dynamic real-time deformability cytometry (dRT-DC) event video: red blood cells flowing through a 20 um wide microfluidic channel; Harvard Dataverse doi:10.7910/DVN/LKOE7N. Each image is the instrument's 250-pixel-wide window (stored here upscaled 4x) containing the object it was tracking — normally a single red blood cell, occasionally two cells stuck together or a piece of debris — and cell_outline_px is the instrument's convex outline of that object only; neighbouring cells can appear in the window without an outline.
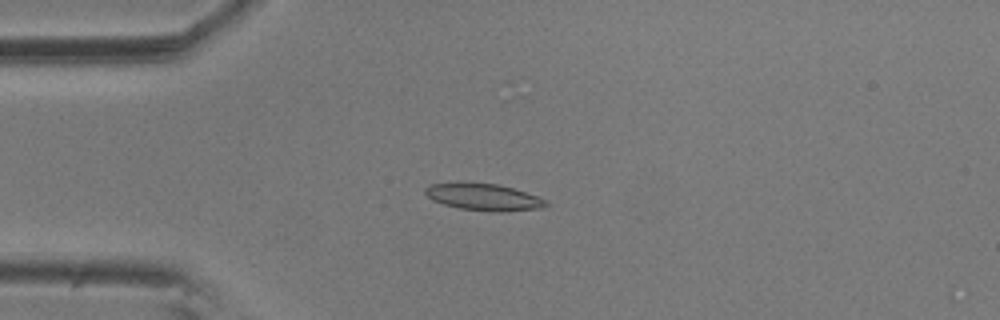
{"species": "common noctule bat (a hibernating species)", "species_latin": "Nyctalus noctula", "temperature_condition": "room temperature", "stored_images_in_passage": 6, "camera_frame_rate_fps": 3000, "um_per_image_px": 0.085, "animal": {"sex": "male", "body_mass_g": 20.5, "forearm_length_mm": 52.5}, "frame": {"image": 1, "passage_image": 3, "time_ms": 0.667, "image_size_px": [1000, 320], "cell_outline_px": [[548, 204], [544, 208], [500, 212], [496, 212], [460, 208], [444, 204], [432, 200], [424, 192], [424, 188], [428, 184], [456, 180], [496, 184], [512, 188], [548, 200]], "centroid_in_image_um": [41.04, 16.71], "position_along_channel_um": 44.0, "area_um2": 19.36}}
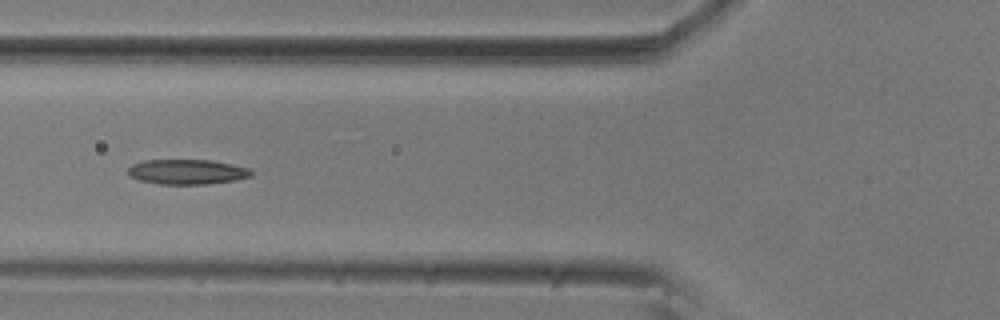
{"frame": {"image": 2, "passage_image": 5, "time_ms": 1.333, "image_size_px": [1000, 320], "cell_outline_px": [[252, 176], [236, 180], [208, 184], [160, 184], [140, 180], [128, 176], [128, 168], [132, 164], [144, 160], [212, 160], [232, 164], [248, 168], [252, 172]], "centroid_in_image_um": [15.89, 14.6], "position_along_channel_um": 109.9, "area_um2": 17.98}}
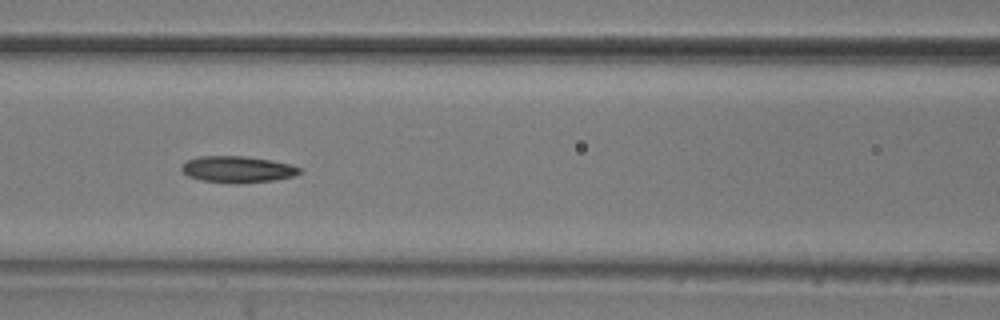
{"frame": {"image": 3, "passage_image": 6, "time_ms": 1.667, "image_size_px": [1000, 320], "cell_outline_px": [[300, 172], [296, 176], [276, 180], [236, 184], [232, 184], [200, 180], [188, 176], [180, 168], [188, 160], [200, 156], [244, 156], [272, 160], [292, 164], [300, 168]], "centroid_in_image_um": [20.22, 14.4], "position_along_channel_um": 146.4, "area_um2": 18.38}}